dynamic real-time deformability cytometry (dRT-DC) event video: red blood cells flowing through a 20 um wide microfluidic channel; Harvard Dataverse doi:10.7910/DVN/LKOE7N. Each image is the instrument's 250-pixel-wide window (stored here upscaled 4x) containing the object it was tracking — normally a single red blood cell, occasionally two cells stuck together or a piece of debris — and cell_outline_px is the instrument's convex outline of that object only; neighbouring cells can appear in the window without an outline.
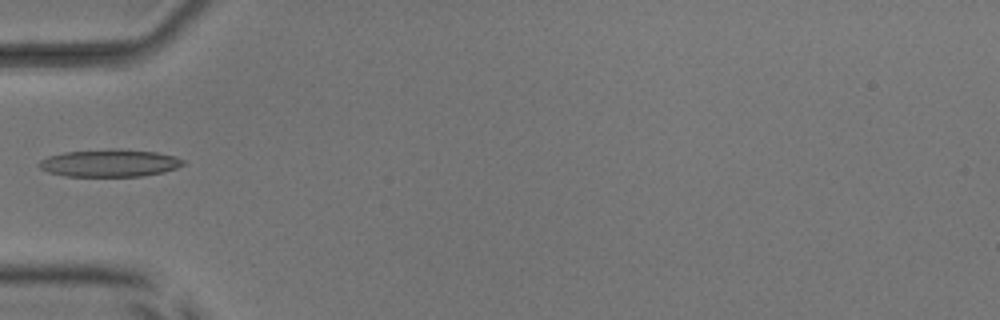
{"species": "common noctule bat (a hibernating species)", "species_latin": "Nyctalus noctula", "temperature_condition": "room temperature", "stored_images_in_passage": 35, "camera_frame_rate_fps": 3000, "um_per_image_px": 0.085, "animal": {"sex": "male", "body_mass_g": 17.9, "forearm_length_mm": 54.2}, "frame": {"image": 1, "passage_image": 1, "time_ms": 0.0, "image_size_px": [1000, 320], "cell_outline_px": [[184, 164], [176, 168], [164, 172], [140, 176], [64, 176], [48, 172], [40, 168], [36, 164], [40, 160], [48, 156], [64, 152], [112, 148], [120, 148], [156, 152], [176, 156], [184, 160]], "centroid_in_image_um": [9.3, 13.85], "position_along_channel_um": 75.7, "area_um2": 23.29}}
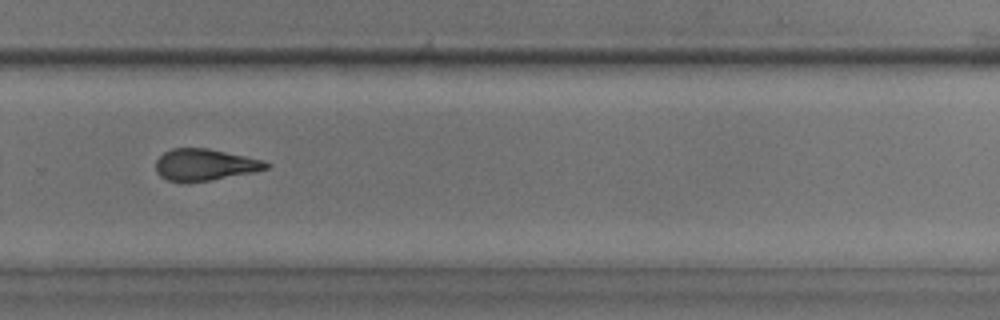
{"frame": {"image": 2, "passage_image": 19, "time_ms": 6.0, "image_size_px": [1000, 320], "cell_outline_px": [[268, 168], [252, 172], [212, 180], [168, 180], [160, 176], [156, 172], [156, 160], [164, 152], [172, 148], [208, 148], [264, 160], [268, 164]], "centroid_in_image_um": [17.4, 13.97], "position_along_channel_um": 312.4, "area_um2": 19.88}}
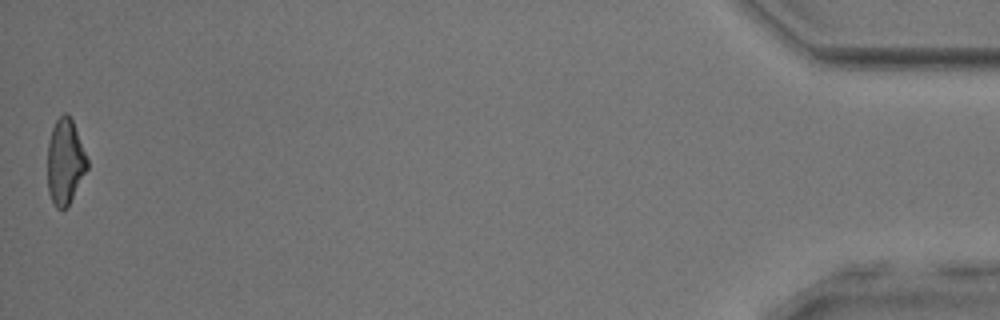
{"frame": {"image": 3, "passage_image": 35, "time_ms": 11.333, "image_size_px": [1000, 320], "cell_outline_px": [[88, 168], [68, 204], [64, 208], [56, 208], [48, 192], [48, 140], [52, 128], [56, 120], [64, 112], [68, 112], [72, 120], [88, 160]], "centroid_in_image_um": [5.52, 13.7], "position_along_channel_um": 429.7, "area_um2": 19.48}}